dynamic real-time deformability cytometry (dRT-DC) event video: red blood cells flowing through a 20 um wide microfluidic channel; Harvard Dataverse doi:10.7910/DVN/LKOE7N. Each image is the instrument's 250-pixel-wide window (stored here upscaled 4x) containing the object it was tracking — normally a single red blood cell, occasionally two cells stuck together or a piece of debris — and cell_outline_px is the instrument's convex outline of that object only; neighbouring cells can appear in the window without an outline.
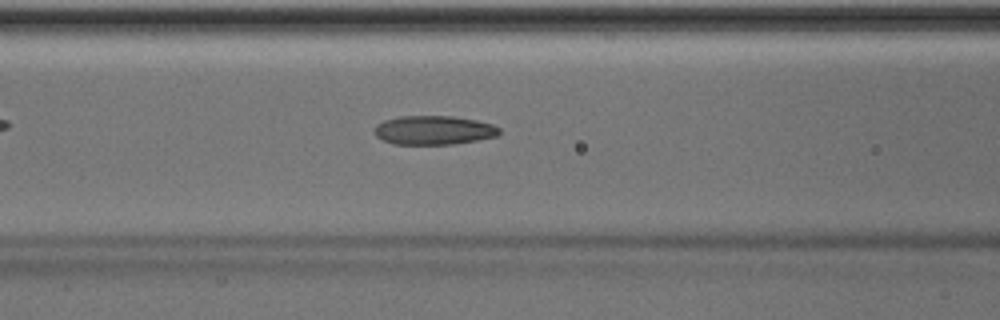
{"species": "Egyptian fruit bat (a non-hibernating species)", "species_latin": "Rousettus aegyptiacus", "temperature_condition": "room temperature", "stored_images_in_passage": 32, "camera_frame_rate_fps": 3000, "um_per_image_px": 0.085, "animal": {"sex": "male"}, "frame": {"image": 1, "passage_image": 5, "time_ms": 1.333, "image_size_px": [1000, 320], "cell_outline_px": [[500, 132], [496, 136], [476, 140], [452, 144], [392, 144], [376, 136], [372, 132], [376, 124], [384, 120], [400, 116], [452, 116], [476, 120], [492, 124], [500, 128]], "centroid_in_image_um": [36.83, 11.06], "position_along_channel_um": 129.8, "area_um2": 21.1}}